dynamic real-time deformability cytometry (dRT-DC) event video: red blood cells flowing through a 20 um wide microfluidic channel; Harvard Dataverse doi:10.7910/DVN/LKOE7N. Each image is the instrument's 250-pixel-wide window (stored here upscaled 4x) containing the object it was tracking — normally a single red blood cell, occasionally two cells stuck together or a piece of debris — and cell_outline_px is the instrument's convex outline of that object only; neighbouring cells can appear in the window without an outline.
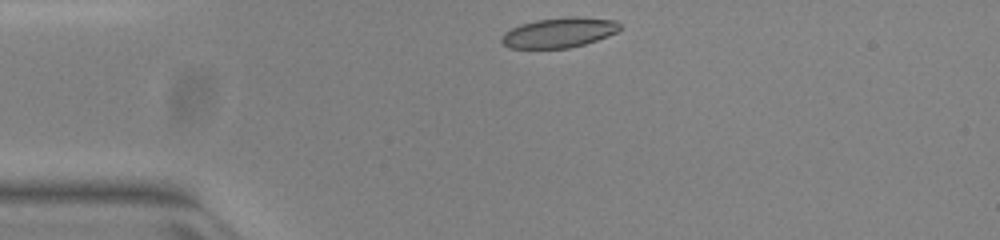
{"species": "common noctule bat (a hibernating species)", "species_latin": "Nyctalus noctula", "temperature_condition": "warm", "stored_images_in_passage": 32, "camera_frame_rate_fps": 3000, "um_per_image_px": 0.085, "animal": {"sex": "female", "body_mass_g": 23.0, "forearm_length_mm": 53.4}, "frame": {"image": 1, "passage_image": 1, "time_ms": 0.0, "image_size_px": [1000, 240], "cell_outline_px": [[620, 28], [616, 32], [608, 36], [584, 44], [568, 48], [508, 48], [500, 40], [500, 36], [504, 32], [520, 24], [536, 20], [564, 16], [576, 16], [616, 20], [620, 24]], "centroid_in_image_um": [47.5, 2.76], "position_along_channel_um": 37.5, "area_um2": 20.81}}
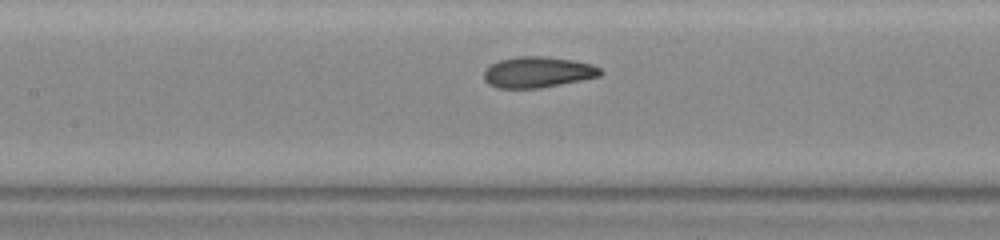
{"frame": {"image": 2, "passage_image": 13, "time_ms": 4.0, "image_size_px": [1000, 240], "cell_outline_px": [[604, 72], [600, 76], [540, 88], [500, 88], [488, 84], [484, 80], [484, 68], [500, 60], [516, 56], [544, 56], [572, 60], [592, 64], [600, 68]], "centroid_in_image_um": [45.69, 6.13], "position_along_channel_um": 161.7, "area_um2": 20.98}}
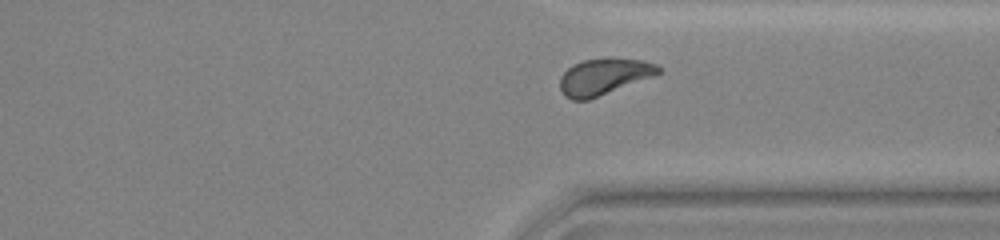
{"frame": {"image": 3, "passage_image": 28, "time_ms": 9.0, "image_size_px": [1000, 240], "cell_outline_px": [[660, 72], [656, 76], [588, 100], [572, 100], [564, 96], [560, 88], [560, 76], [572, 64], [584, 60], [644, 60], [656, 64], [660, 68]], "centroid_in_image_um": [51.32, 6.55], "position_along_channel_um": 360.1, "area_um2": 20.52}, "authors_computed_cell_mechanics": {"area_um2": 21.0103, "velocity_mm_per_s": 3.961, "shape_relaxation_time_tau1_ms": 2.741, "shape_relaxation_time_tau2_ms": 0.9123, "deformation_change_tau1": 0.1547, "deformation_change_tau2": 0.0658}}